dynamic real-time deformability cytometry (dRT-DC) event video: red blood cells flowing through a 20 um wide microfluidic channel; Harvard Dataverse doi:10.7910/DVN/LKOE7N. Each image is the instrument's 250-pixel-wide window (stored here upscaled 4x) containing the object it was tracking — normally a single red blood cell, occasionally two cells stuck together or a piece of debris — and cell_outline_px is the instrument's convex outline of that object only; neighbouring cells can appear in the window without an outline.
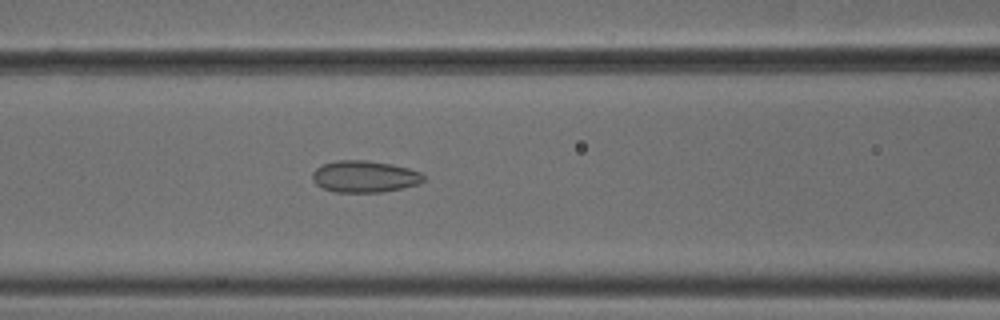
{"species": "common noctule bat (a hibernating species)", "species_latin": "Nyctalus noctula", "temperature_condition": "cold", "stored_images_in_passage": 48, "camera_frame_rate_fps": 3000, "um_per_image_px": 0.085, "animal": {"sex": "male", "body_mass_g": 18.8}, "frame": {"image": 1, "passage_image": 18, "time_ms": 5.667, "image_size_px": [1000, 320], "cell_outline_px": [[424, 180], [416, 184], [404, 188], [380, 192], [336, 192], [324, 188], [316, 184], [312, 180], [312, 172], [316, 168], [324, 164], [336, 160], [368, 160], [392, 164], [408, 168], [420, 172], [424, 176]], "centroid_in_image_um": [30.97, 15.0], "position_along_channel_um": 135.6, "area_um2": 20.52}}
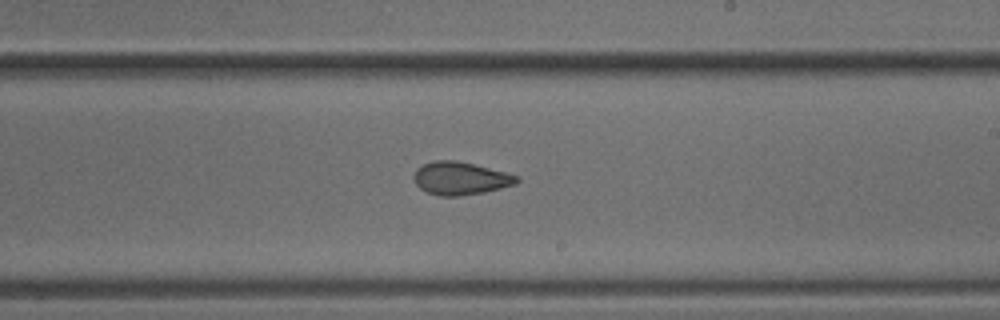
{"frame": {"image": 2, "passage_image": 27, "time_ms": 8.667, "image_size_px": [1000, 320], "cell_outline_px": [[520, 180], [516, 184], [484, 192], [460, 196], [440, 196], [428, 192], [420, 188], [416, 184], [412, 176], [416, 168], [432, 160], [456, 160], [520, 176]], "centroid_in_image_um": [39.11, 15.16], "position_along_channel_um": 249.9, "area_um2": 19.71}}
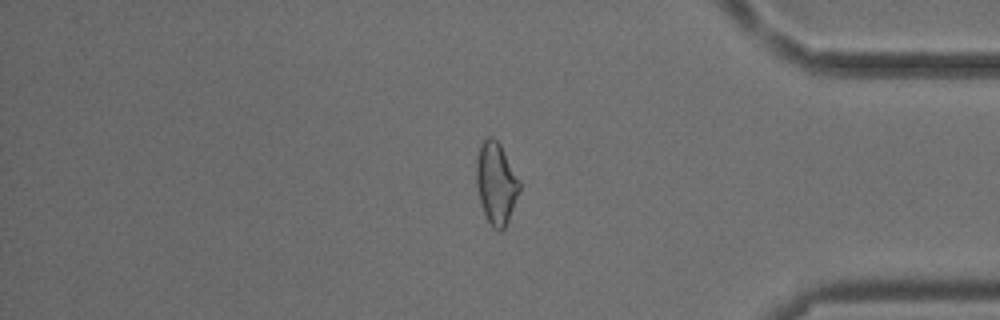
{"frame": {"image": 3, "passage_image": 40, "time_ms": 13.0, "image_size_px": [1000, 320], "cell_outline_px": [[520, 188], [508, 220], [504, 228], [500, 232], [488, 220], [484, 212], [480, 200], [476, 184], [476, 156], [480, 144], [488, 136], [492, 136], [500, 144], [520, 180]], "centroid_in_image_um": [42.16, 15.51], "position_along_channel_um": 393.0, "area_um2": 20.29}, "authors_computed_cell_mechanics": {"area_um2": 20.5768, "velocity_mm_per_s": 3.8116, "shape_relaxation_time_tau1_ms": null, "shape_relaxation_time_tau2_ms": 1.9864, "deformation_change_tau1": null, "deformation_change_tau2": 0.0667}}